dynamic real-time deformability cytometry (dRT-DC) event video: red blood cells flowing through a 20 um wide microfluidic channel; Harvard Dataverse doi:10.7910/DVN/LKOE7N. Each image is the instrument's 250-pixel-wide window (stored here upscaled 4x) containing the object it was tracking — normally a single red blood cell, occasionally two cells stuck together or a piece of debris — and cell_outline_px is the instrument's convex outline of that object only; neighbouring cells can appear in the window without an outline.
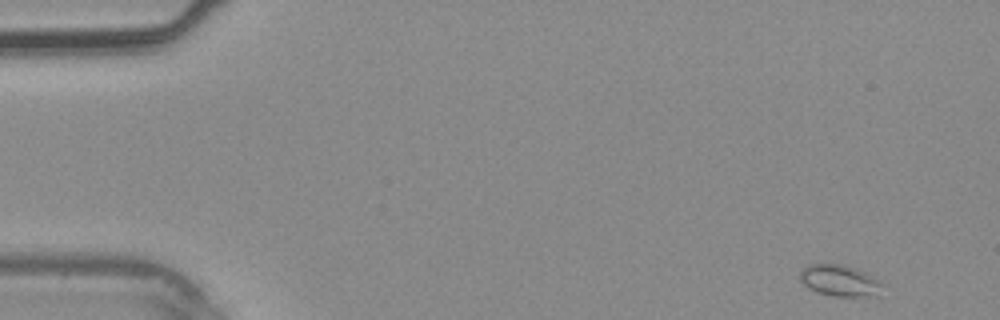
{"species": "common noctule bat (a hibernating species)", "species_latin": "Nyctalus noctula", "temperature_condition": "warm", "stored_images_in_passage": 37, "segment_of_instrument_passage": [1, 2], "camera_frame_rate_fps": 3000, "um_per_image_px": 0.085, "animal": {"sex": "male", "body_mass_g": 20.4}, "frame": {"image": 1, "passage_image": 1, "time_ms": 0.0, "image_size_px": [1000, 320], "cell_outline_px": [[884, 284], [880, 296], [832, 296], [816, 292], [808, 288], [800, 280], [800, 272], [808, 264], [844, 264], [864, 272], [880, 280]], "centroid_in_image_um": [71.41, 23.86], "position_along_channel_um": 13.6, "area_um2": 15.26}}
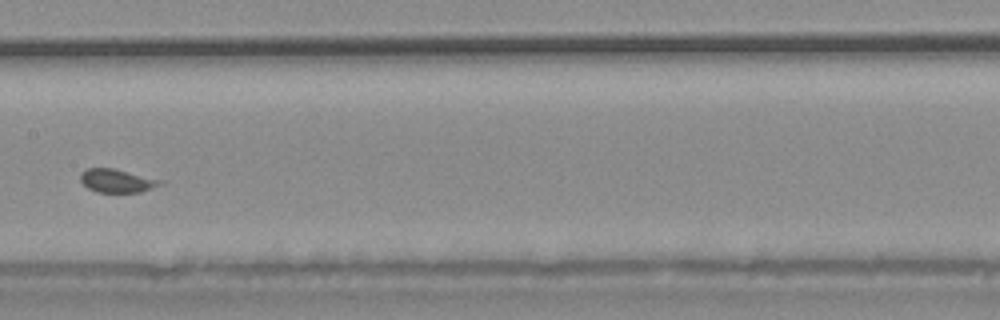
{"frame": {"image": 2, "passage_image": 18, "time_ms": 5.667, "image_size_px": [1000, 320], "cell_outline_px": [[164, 184], [140, 192], [96, 192], [88, 188], [80, 180], [80, 172], [84, 168], [112, 168], [164, 180]], "centroid_in_image_um": [9.94, 15.36], "position_along_channel_um": 197.5, "area_um2": 10.98}}
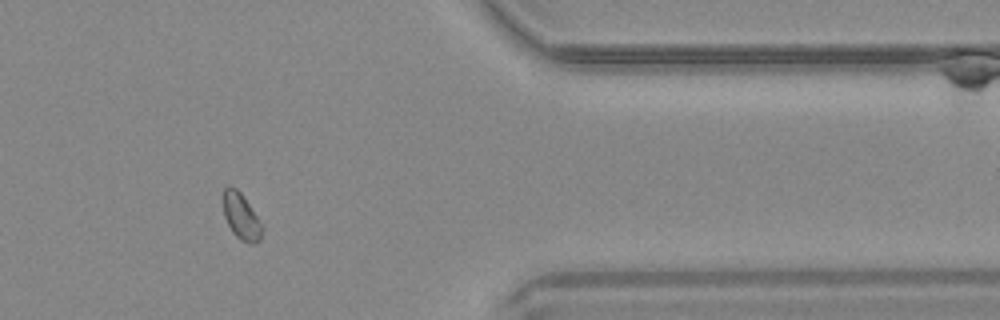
{"frame": {"image": 3, "passage_image": 30, "time_ms": 9.667, "image_size_px": [1000, 320], "cell_outline_px": [[264, 228], [260, 240], [252, 244], [248, 244], [240, 240], [232, 232], [224, 216], [224, 188], [228, 184], [232, 184], [244, 196]], "centroid_in_image_um": [20.51, 18.4], "position_along_channel_um": 390.9, "area_um2": 10.58}}